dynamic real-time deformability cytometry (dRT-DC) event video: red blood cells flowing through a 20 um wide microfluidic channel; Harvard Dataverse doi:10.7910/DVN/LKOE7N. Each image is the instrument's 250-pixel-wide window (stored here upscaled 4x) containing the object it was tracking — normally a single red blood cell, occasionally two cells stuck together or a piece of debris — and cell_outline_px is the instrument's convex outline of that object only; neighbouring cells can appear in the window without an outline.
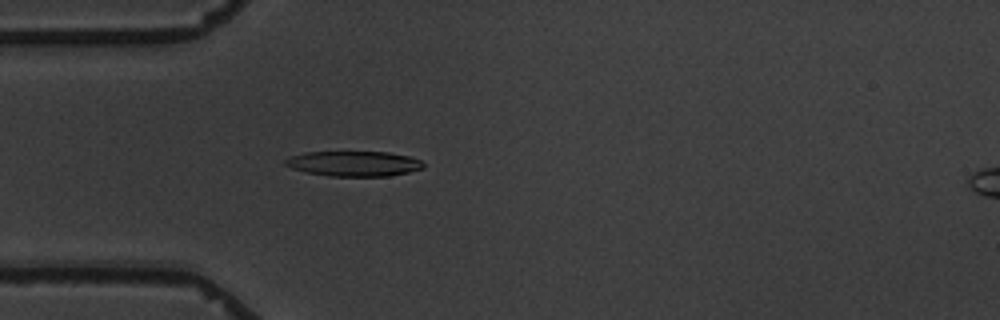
{"species": "common noctule bat (a hibernating species)", "species_latin": "Nyctalus noctula", "temperature_condition": "warm", "stored_images_in_passage": 3, "segment_of_instrument_passage": [1, 2], "camera_frame_rate_fps": 3000, "um_per_image_px": 0.085, "animal": {"sex": "male", "body_mass_g": 19.5, "forearm_length_mm": 54.6}, "frame": {"image": 1, "passage_image": 2, "time_ms": 1.0, "image_size_px": [1000, 320], "cell_outline_px": [[424, 168], [408, 172], [388, 176], [328, 176], [304, 172], [292, 168], [284, 164], [284, 160], [292, 156], [304, 152], [388, 152], [408, 156], [420, 160], [424, 164]], "centroid_in_image_um": [30.06, 13.91], "position_along_channel_um": 54.9, "area_um2": 20.23}}